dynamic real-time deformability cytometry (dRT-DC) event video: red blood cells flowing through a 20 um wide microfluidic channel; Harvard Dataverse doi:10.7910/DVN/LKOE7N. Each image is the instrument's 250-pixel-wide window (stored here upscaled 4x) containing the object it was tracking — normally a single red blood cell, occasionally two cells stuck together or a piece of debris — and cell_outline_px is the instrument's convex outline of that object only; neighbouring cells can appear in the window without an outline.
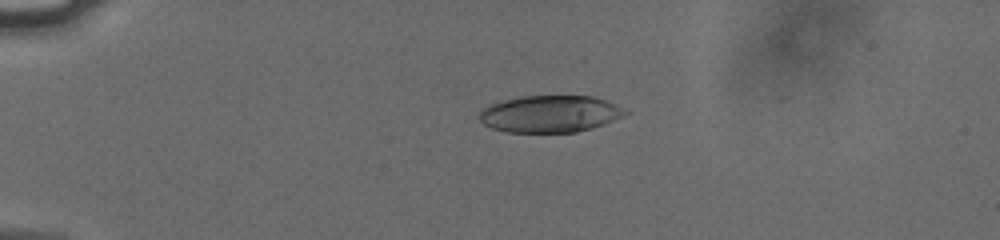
{"species": "human", "species_latin": "Homo sapiens", "temperature_condition": "cold", "stored_images_in_passage": 44, "camera_frame_rate_fps": 3000, "um_per_image_px": 0.085, "donor": {"sex": "male"}, "frame": {"image": 1, "passage_image": 2, "time_ms": 0.333, "image_size_px": [1000, 240], "cell_outline_px": [[628, 112], [612, 120], [592, 128], [576, 132], [508, 132], [492, 128], [484, 124], [480, 120], [480, 112], [488, 104], [504, 100], [524, 96], [592, 96], [616, 104]], "centroid_in_image_um": [46.71, 9.68], "position_along_channel_um": 38.3, "area_um2": 30.98}}
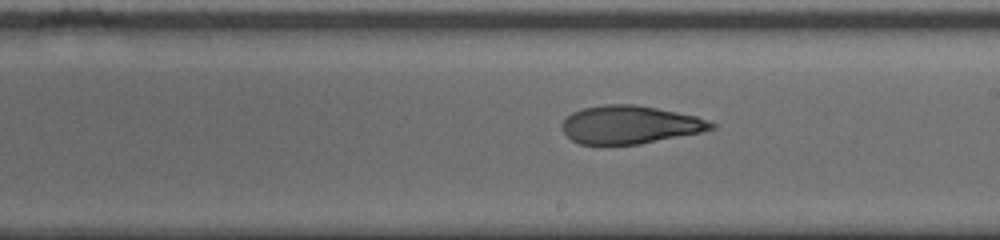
{"frame": {"image": 2, "passage_image": 22, "time_ms": 7.0, "image_size_px": [1000, 240], "cell_outline_px": [[716, 128], [700, 132], [640, 144], [580, 144], [572, 140], [564, 132], [564, 120], [572, 112], [584, 108], [604, 104], [632, 104], [656, 108], [696, 116], [708, 120], [716, 124]], "centroid_in_image_um": [53.57, 10.6], "position_along_channel_um": 235.4, "area_um2": 32.71}}
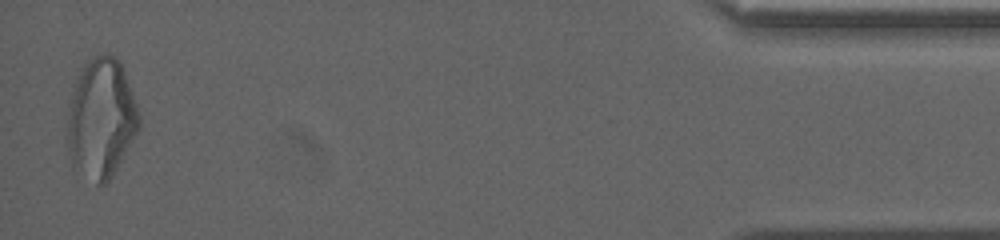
{"frame": {"image": 3, "passage_image": 43, "time_ms": 14.0, "image_size_px": [1000, 240], "cell_outline_px": [[140, 128], [108, 180], [104, 184], [96, 184], [72, 168], [64, 136], [72, 92], [80, 68], [92, 56], [112, 56], [120, 64], [124, 72], [136, 104], [140, 116]], "centroid_in_image_um": [8.54, 10.12], "position_along_channel_um": 426.7, "area_um2": 49.88}, "authors_computed_cell_mechanics": {"area_um2": 33.8997, "velocity_mm_per_s": 3.8047, "shape_relaxation_time_tau1_ms": null, "shape_relaxation_time_tau2_ms": 2.6385, "deformation_change_tau1": null, "deformation_change_tau2": 0.1062}}